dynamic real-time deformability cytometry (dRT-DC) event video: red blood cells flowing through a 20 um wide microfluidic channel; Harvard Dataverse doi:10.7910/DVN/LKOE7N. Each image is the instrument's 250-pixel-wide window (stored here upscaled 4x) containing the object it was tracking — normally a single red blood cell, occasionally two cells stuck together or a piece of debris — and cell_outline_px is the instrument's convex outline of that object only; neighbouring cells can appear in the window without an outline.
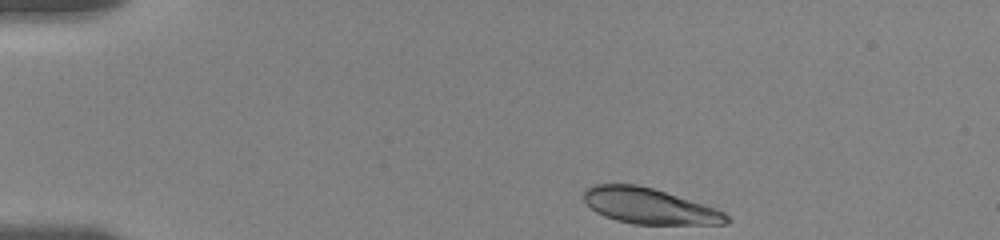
{"species": "human", "species_latin": "Homo sapiens", "temperature_condition": "room temperature", "stored_images_in_passage": 37, "camera_frame_rate_fps": 3000, "um_per_image_px": 0.085, "donor": {"sex": "female"}, "frame": {"image": 1, "passage_image": 1, "time_ms": 0.0, "image_size_px": [1000, 240], "cell_outline_px": [[732, 220], [728, 224], [632, 224], [616, 220], [604, 216], [596, 212], [584, 200], [584, 188], [592, 184], [636, 184], [652, 188], [716, 208], [724, 212]], "centroid_in_image_um": [55.19, 17.52], "position_along_channel_um": 29.8, "area_um2": 29.65}}
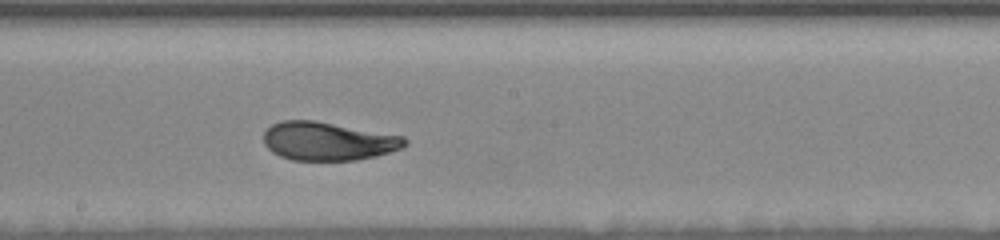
{"frame": {"image": 2, "passage_image": 20, "time_ms": 7.333, "image_size_px": [1000, 240], "cell_outline_px": [[408, 144], [400, 148], [376, 156], [356, 160], [292, 160], [280, 156], [272, 152], [264, 144], [264, 132], [272, 124], [280, 120], [312, 120], [404, 136], [408, 140]], "centroid_in_image_um": [27.86, 12.0], "position_along_channel_um": 220.3, "area_um2": 31.5}}
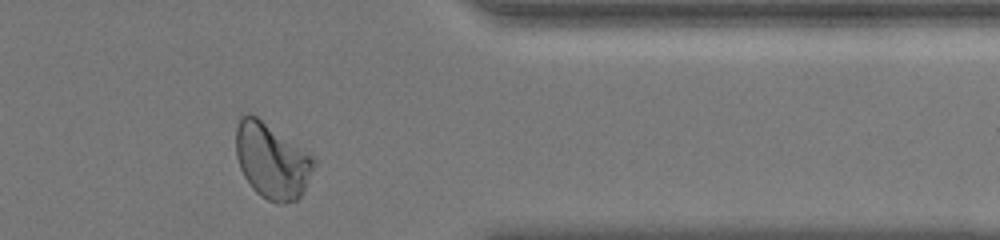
{"frame": {"image": 3, "passage_image": 36, "time_ms": 12.333, "image_size_px": [1000, 240], "cell_outline_px": [[316, 164], [304, 192], [296, 200], [284, 204], [280, 204], [268, 200], [260, 196], [252, 188], [244, 176], [240, 168], [236, 156], [236, 128], [240, 116], [248, 112], [256, 116], [308, 152], [316, 160]], "centroid_in_image_um": [23.11, 13.68], "position_along_channel_um": 388.3, "area_um2": 34.33}, "authors_computed_cell_mechanics": {"area_um2": 31.6744, "velocity_mm_per_s": 3.5618, "shape_relaxation_time_tau1_ms": 4.2696, "shape_relaxation_time_tau2_ms": 1.016, "deformation_change_tau1": 0.1591, "deformation_change_tau2": 0.0406}}